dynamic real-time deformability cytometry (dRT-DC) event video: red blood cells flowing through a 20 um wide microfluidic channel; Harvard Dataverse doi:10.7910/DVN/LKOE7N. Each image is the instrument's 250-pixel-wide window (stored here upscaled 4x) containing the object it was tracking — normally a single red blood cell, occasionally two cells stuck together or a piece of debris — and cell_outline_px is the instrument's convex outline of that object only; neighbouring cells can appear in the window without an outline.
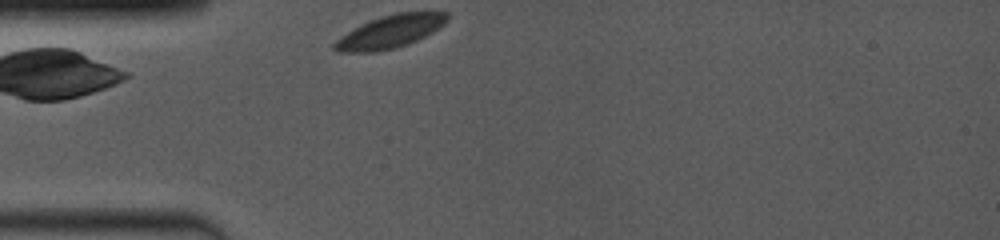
{"species": "common noctule bat (a hibernating species)", "species_latin": "Nyctalus noctula", "temperature_condition": "room temperature", "stored_images_in_passage": 21, "camera_frame_rate_fps": 4000, "um_per_image_px": 0.085, "animal": {"sex": "female", "body_mass_g": 19.0, "forearm_length_mm": 53.3}, "frame": {"image": 1, "passage_image": 1, "time_ms": 0.0, "image_size_px": [1000, 240], "cell_outline_px": [[448, 20], [444, 24], [432, 32], [408, 44], [396, 48], [376, 52], [340, 52], [332, 48], [332, 44], [340, 36], [360, 24], [380, 16], [396, 12], [448, 12]], "centroid_in_image_um": [33.13, 2.69], "position_along_channel_um": 51.9, "area_um2": 21.62}}
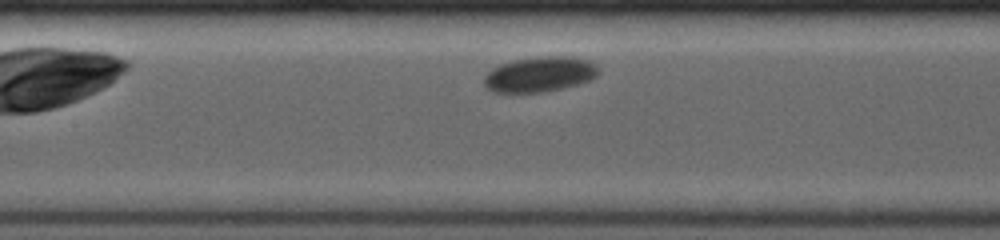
{"frame": {"image": 2, "passage_image": 13, "time_ms": 3.25, "image_size_px": [1000, 240], "cell_outline_px": [[600, 72], [596, 76], [588, 80], [576, 84], [544, 92], [492, 92], [484, 84], [484, 76], [492, 68], [500, 64], [516, 60], [548, 56], [572, 56], [588, 60], [596, 64], [600, 68]], "centroid_in_image_um": [45.89, 6.31], "position_along_channel_um": 161.5, "area_um2": 23.29}}
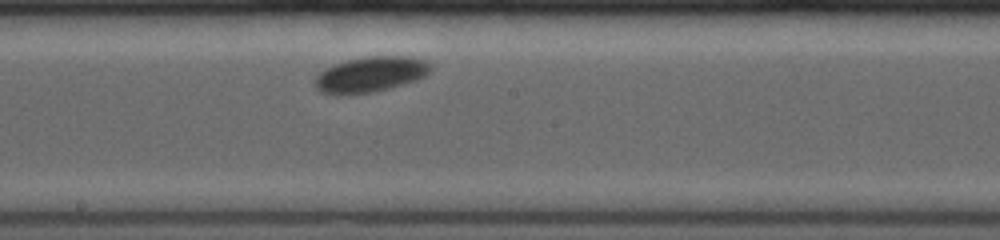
{"frame": {"image": 3, "passage_image": 18, "time_ms": 4.75, "image_size_px": [1000, 240], "cell_outline_px": [[432, 68], [424, 76], [416, 80], [388, 88], [372, 92], [336, 96], [320, 92], [316, 88], [316, 76], [320, 72], [336, 64], [348, 60], [368, 56], [404, 56], [424, 60]], "centroid_in_image_um": [31.46, 6.34], "position_along_channel_um": 216.7, "area_um2": 23.58}}